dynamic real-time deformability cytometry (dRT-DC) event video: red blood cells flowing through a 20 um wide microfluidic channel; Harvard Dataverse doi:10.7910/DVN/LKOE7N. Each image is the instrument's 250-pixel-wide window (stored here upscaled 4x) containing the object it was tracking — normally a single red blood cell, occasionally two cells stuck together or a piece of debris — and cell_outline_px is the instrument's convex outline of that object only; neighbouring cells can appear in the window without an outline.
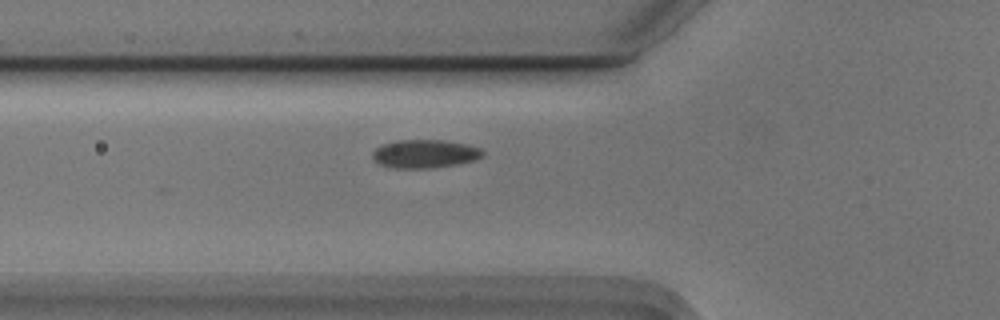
{"species": "Egyptian fruit bat (a non-hibernating species)", "species_latin": "Rousettus aegyptiacus", "temperature_condition": "cold", "stored_images_in_passage": 31, "camera_frame_rate_fps": 3000, "um_per_image_px": 0.085, "animal": {"sex": "male"}, "frame": {"image": 1, "passage_image": 2, "time_ms": 0.333, "image_size_px": [1000, 320], "cell_outline_px": [[484, 156], [476, 160], [456, 164], [428, 168], [396, 168], [380, 164], [372, 160], [372, 152], [376, 148], [384, 144], [396, 140], [444, 140], [468, 144], [480, 148], [484, 152]], "centroid_in_image_um": [36.12, 13.07], "position_along_channel_um": 89.7, "area_um2": 18.26}}
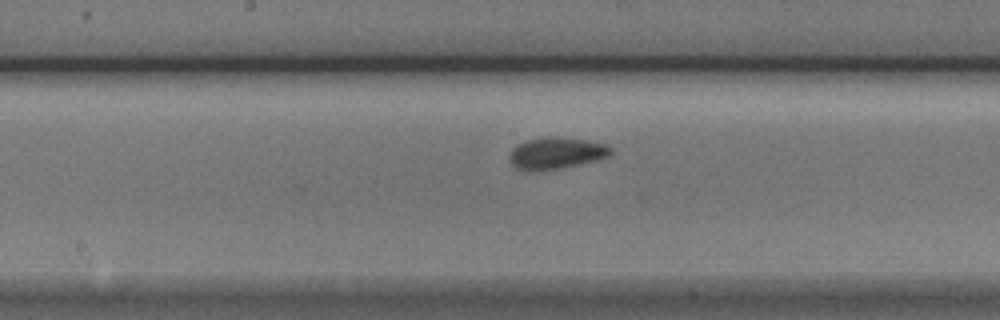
{"frame": {"image": 2, "passage_image": 11, "time_ms": 3.333, "image_size_px": [1000, 320], "cell_outline_px": [[612, 152], [608, 156], [596, 160], [560, 168], [532, 172], [516, 168], [512, 164], [508, 156], [512, 148], [516, 144], [524, 140], [540, 136], [556, 136], [588, 140], [608, 144], [612, 148]], "centroid_in_image_um": [47.24, 12.99], "position_along_channel_um": 201.0, "area_um2": 19.13}}
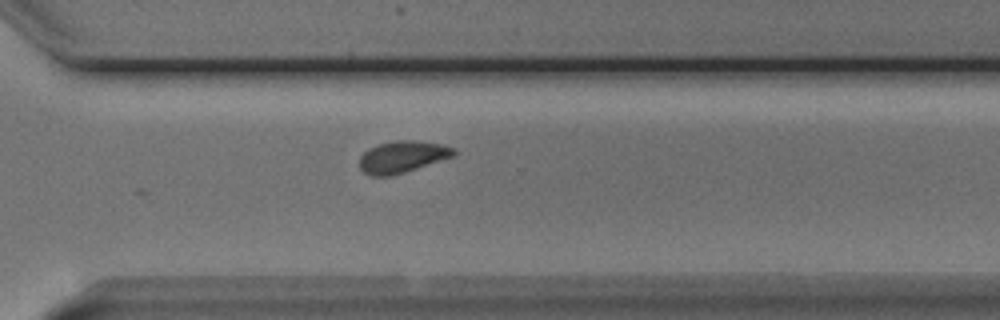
{"frame": {"image": 3, "passage_image": 22, "time_ms": 7.0, "image_size_px": [1000, 320], "cell_outline_px": [[456, 156], [404, 172], [388, 176], [372, 176], [364, 172], [360, 168], [360, 156], [368, 148], [376, 144], [396, 140], [420, 140], [444, 144], [456, 148]], "centroid_in_image_um": [34.24, 13.3], "position_along_channel_um": 336.4, "area_um2": 17.74}}